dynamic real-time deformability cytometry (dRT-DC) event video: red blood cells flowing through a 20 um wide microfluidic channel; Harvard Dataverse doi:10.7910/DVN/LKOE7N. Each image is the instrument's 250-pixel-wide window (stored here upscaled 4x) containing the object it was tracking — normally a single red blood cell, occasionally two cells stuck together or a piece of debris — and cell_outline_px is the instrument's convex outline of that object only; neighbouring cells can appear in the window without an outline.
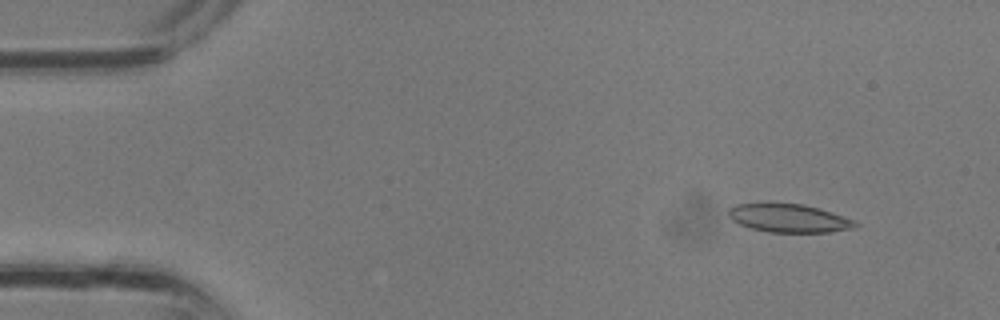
{"species": "common noctule bat (a hibernating species)", "species_latin": "Nyctalus noctula", "temperature_condition": "room temperature", "stored_images_in_passage": 13, "camera_frame_rate_fps": 3000, "um_per_image_px": 0.085, "animal": {"sex": "male", "body_mass_g": 13.3}, "frame": {"image": 1, "passage_image": 4, "time_ms": 1.0, "image_size_px": [1000, 320], "cell_outline_px": [[860, 224], [852, 228], [828, 232], [768, 232], [752, 228], [740, 224], [732, 220], [728, 216], [728, 212], [736, 204], [768, 200], [804, 204], [820, 208], [856, 220]], "centroid_in_image_um": [67.03, 18.49], "position_along_channel_um": 18.0, "area_um2": 21.68}}
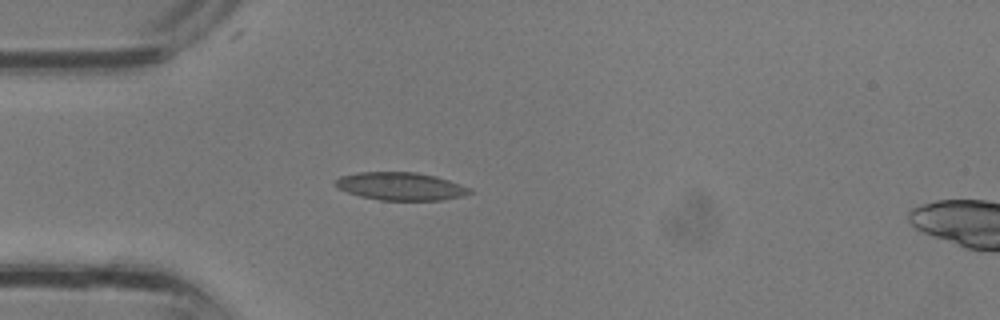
{"frame": {"image": 2, "passage_image": 10, "time_ms": 3.0, "image_size_px": [1000, 320], "cell_outline_px": [[472, 192], [464, 196], [440, 200], [380, 200], [360, 196], [336, 188], [332, 184], [340, 176], [356, 172], [416, 172], [436, 176], [460, 184], [468, 188]], "centroid_in_image_um": [34.0, 15.83], "position_along_channel_um": 51.0, "area_um2": 21.85}}
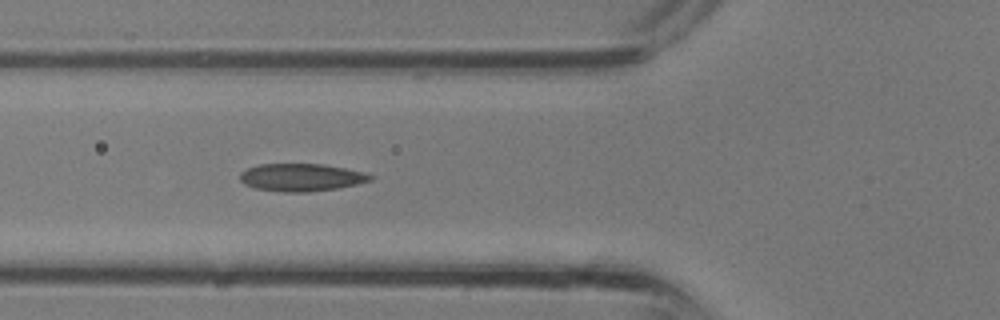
{"frame": {"image": 3, "passage_image": 13, "time_ms": 4.0, "image_size_px": [1000, 320], "cell_outline_px": [[372, 180], [340, 188], [308, 192], [284, 192], [256, 188], [244, 184], [240, 180], [240, 172], [248, 168], [260, 164], [324, 164], [364, 172], [372, 176]], "centroid_in_image_um": [25.6, 15.08], "position_along_channel_um": 100.2, "area_um2": 20.92}}